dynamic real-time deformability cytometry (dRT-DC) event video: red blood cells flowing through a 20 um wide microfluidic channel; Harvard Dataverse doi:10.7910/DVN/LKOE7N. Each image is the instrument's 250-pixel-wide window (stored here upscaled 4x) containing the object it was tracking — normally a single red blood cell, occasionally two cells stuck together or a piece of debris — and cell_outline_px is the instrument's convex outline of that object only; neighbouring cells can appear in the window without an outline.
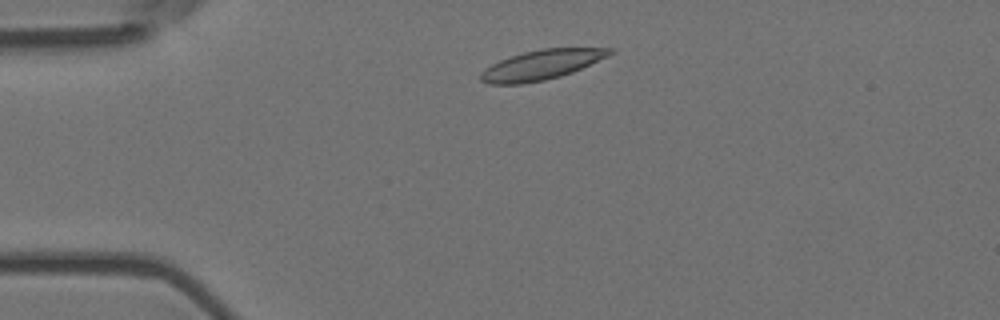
{"species": "Egyptian fruit bat (a non-hibernating species)", "species_latin": "Rousettus aegyptiacus", "temperature_condition": "room temperature", "stored_images_in_passage": 3, "camera_frame_rate_fps": 3000, "um_per_image_px": 0.085, "animal": {"sex": "female"}, "frame": {"image": 1, "passage_image": 2, "time_ms": 0.333, "image_size_px": [1000, 320], "cell_outline_px": [[616, 52], [608, 56], [572, 72], [560, 76], [544, 80], [520, 84], [488, 84], [480, 80], [480, 72], [484, 68], [500, 60], [524, 52], [544, 48], [612, 48]], "centroid_in_image_um": [46.01, 5.51], "position_along_channel_um": 39.0, "area_um2": 22.2}}